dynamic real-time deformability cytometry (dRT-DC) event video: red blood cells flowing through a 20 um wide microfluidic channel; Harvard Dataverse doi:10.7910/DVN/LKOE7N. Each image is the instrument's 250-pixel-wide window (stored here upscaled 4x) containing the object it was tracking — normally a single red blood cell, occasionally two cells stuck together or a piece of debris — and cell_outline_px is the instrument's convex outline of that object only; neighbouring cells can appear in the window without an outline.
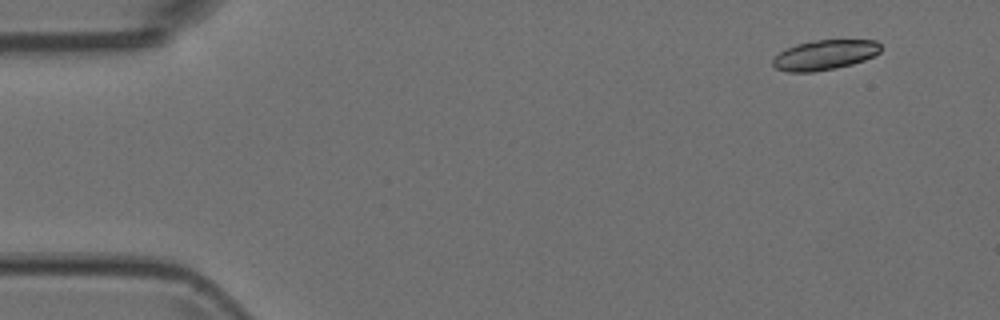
{"species": "Egyptian fruit bat (a non-hibernating species)", "species_latin": "Rousettus aegyptiacus", "temperature_condition": "room temperature", "stored_images_in_passage": 5, "camera_frame_rate_fps": 3000, "um_per_image_px": 0.085, "animal": {"sex": "female"}, "frame": {"image": 1, "passage_image": 2, "time_ms": 0.333, "image_size_px": [1000, 320], "cell_outline_px": [[880, 52], [864, 60], [852, 64], [836, 68], [812, 72], [788, 72], [776, 68], [772, 64], [772, 60], [780, 52], [796, 44], [816, 40], [876, 40], [880, 44]], "centroid_in_image_um": [70.1, 4.67], "position_along_channel_um": 14.9, "area_um2": 18.67}}